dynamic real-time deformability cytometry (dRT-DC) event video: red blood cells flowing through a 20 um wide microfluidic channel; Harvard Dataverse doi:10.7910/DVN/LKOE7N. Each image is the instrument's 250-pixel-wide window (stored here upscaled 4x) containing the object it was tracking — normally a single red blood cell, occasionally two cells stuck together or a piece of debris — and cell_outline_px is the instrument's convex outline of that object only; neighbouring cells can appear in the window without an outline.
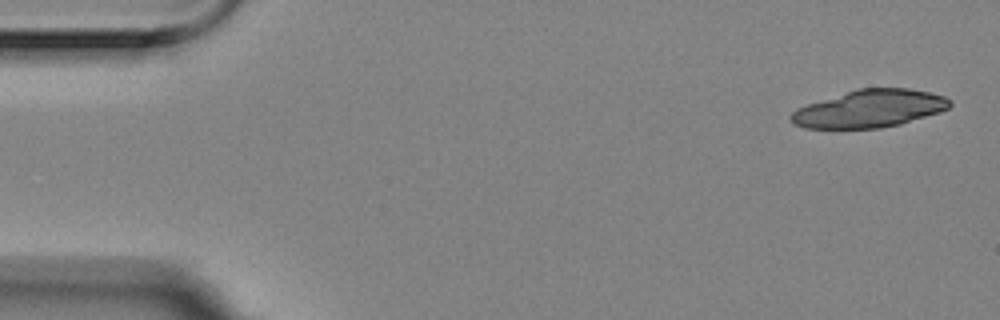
{"species": "Egyptian fruit bat (a non-hibernating species)", "species_latin": "Rousettus aegyptiacus", "temperature_condition": "room temperature", "stored_images_in_passage": 5, "camera_frame_rate_fps": 3000, "um_per_image_px": 0.085, "animal": {"sex": "female"}, "frame": {"image": 1, "passage_image": 1, "time_ms": 0.0, "image_size_px": [1000, 320], "cell_outline_px": [[952, 104], [948, 108], [940, 112], [900, 124], [880, 128], [804, 128], [796, 124], [788, 116], [796, 108], [856, 88], [908, 88], [928, 92], [944, 96], [952, 100]], "centroid_in_image_um": [73.93, 9.23], "position_along_channel_um": 11.1, "area_um2": 34.68}}